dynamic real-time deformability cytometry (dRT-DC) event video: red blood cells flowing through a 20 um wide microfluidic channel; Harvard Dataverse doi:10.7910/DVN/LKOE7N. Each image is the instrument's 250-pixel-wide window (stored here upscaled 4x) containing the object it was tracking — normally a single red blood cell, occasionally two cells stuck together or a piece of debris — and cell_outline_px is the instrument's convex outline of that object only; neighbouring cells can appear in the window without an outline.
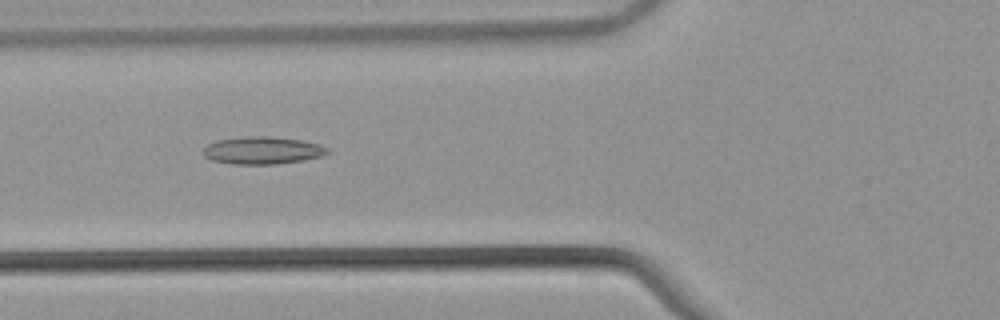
{"species": "common noctule bat (a hibernating species)", "species_latin": "Nyctalus noctula", "temperature_condition": "warm", "stored_images_in_passage": 42, "camera_frame_rate_fps": 3000, "um_per_image_px": 0.085, "animal": {"sex": "male", "body_mass_g": 21.5, "forearm_length_mm": 52.0}, "frame": {"image": 1, "passage_image": 9, "time_ms": 2.667, "image_size_px": [1000, 320], "cell_outline_px": [[332, 152], [324, 156], [304, 160], [276, 164], [232, 164], [212, 160], [204, 156], [204, 148], [208, 144], [216, 140], [244, 136], [268, 136], [300, 140], [316, 144], [328, 148]], "centroid_in_image_um": [22.32, 12.79], "position_along_channel_um": 103.5, "area_um2": 19.94}}
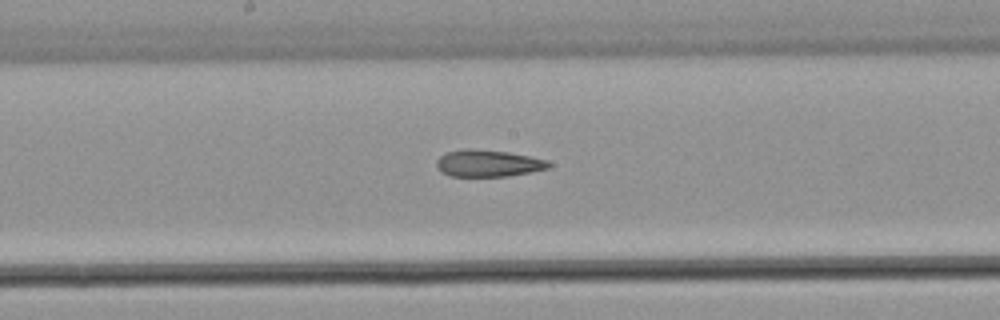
{"frame": {"image": 2, "passage_image": 17, "time_ms": 5.333, "image_size_px": [1000, 320], "cell_outline_px": [[552, 164], [548, 168], [528, 172], [504, 176], [452, 176], [440, 172], [436, 168], [436, 160], [440, 156], [448, 152], [464, 148], [468, 148], [508, 152], [548, 160]], "centroid_in_image_um": [41.44, 13.87], "position_along_channel_um": 206.8, "area_um2": 17.46}}
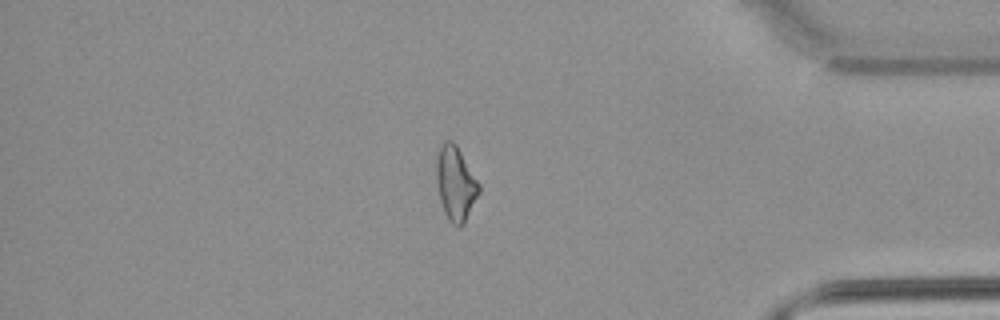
{"frame": {"image": 3, "passage_image": 34, "time_ms": 11.0, "image_size_px": [1000, 320], "cell_outline_px": [[480, 192], [464, 224], [460, 228], [452, 224], [448, 220], [444, 212], [440, 200], [436, 180], [436, 160], [440, 148], [444, 140], [452, 140], [456, 144], [480, 184]], "centroid_in_image_um": [38.73, 15.62], "position_along_channel_um": 396.5, "area_um2": 18.5}, "authors_computed_cell_mechanics": {"area_um2": 18.4093, "velocity_mm_per_s": 3.8654, "shape_relaxation_time_tau1_ms": null, "shape_relaxation_time_tau2_ms": 4.133, "deformation_change_tau1": null, "deformation_change_tau2": 0.1468}}